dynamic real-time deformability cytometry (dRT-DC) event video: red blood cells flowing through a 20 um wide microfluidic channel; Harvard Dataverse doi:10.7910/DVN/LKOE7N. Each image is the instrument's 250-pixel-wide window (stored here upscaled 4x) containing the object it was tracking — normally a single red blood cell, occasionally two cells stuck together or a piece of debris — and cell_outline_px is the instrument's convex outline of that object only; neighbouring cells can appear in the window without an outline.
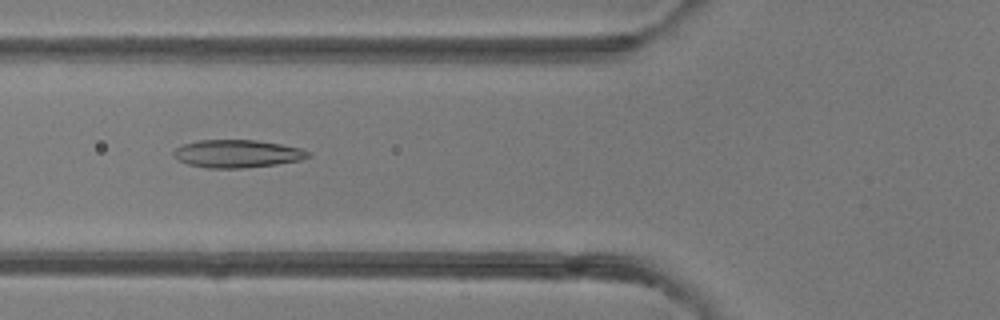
{"species": "common noctule bat (a hibernating species)", "species_latin": "Nyctalus noctula", "temperature_condition": "room temperature", "stored_images_in_passage": 49, "camera_frame_rate_fps": 3000, "um_per_image_px": 0.085, "animal": {"sex": "female"}, "frame": {"image": 1, "passage_image": 19, "time_ms": 6.0, "image_size_px": [1000, 320], "cell_outline_px": [[312, 156], [300, 160], [276, 164], [244, 168], [208, 168], [188, 164], [172, 156], [172, 152], [176, 148], [184, 144], [200, 140], [256, 140], [280, 144], [300, 148], [312, 152]], "centroid_in_image_um": [20.18, 13.06], "position_along_channel_um": 105.6, "area_um2": 21.79}}
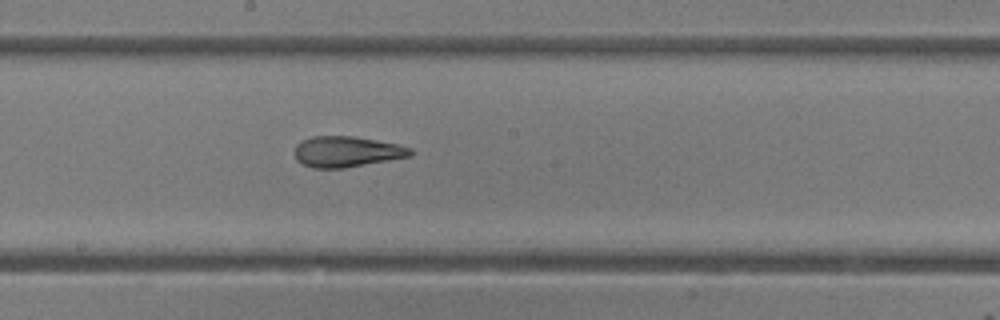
{"frame": {"image": 2, "passage_image": 27, "time_ms": 8.667, "image_size_px": [1000, 320], "cell_outline_px": [[412, 156], [344, 168], [312, 168], [296, 160], [292, 152], [296, 144], [312, 136], [352, 136], [376, 140], [396, 144], [412, 148]], "centroid_in_image_um": [29.43, 12.89], "position_along_channel_um": 218.8, "area_um2": 20.81}}
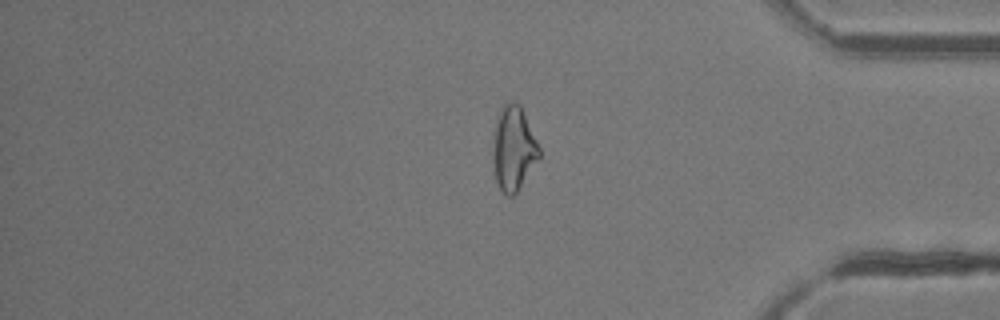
{"frame": {"image": 3, "passage_image": 41, "time_ms": 13.333, "image_size_px": [1000, 320], "cell_outline_px": [[540, 156], [516, 192], [512, 196], [508, 196], [500, 188], [496, 180], [492, 160], [492, 140], [496, 120], [500, 108], [504, 100], [512, 100], [520, 104], [540, 148]], "centroid_in_image_um": [43.61, 12.54], "position_along_channel_um": 391.6, "area_um2": 22.83}, "authors_computed_cell_mechanics": {"area_um2": 22.6576, "velocity_mm_per_s": 4.2248, "shape_relaxation_time_tau1_ms": null, "shape_relaxation_time_tau2_ms": 1.9341, "deformation_change_tau1": null, "deformation_change_tau2": 0.0994}}